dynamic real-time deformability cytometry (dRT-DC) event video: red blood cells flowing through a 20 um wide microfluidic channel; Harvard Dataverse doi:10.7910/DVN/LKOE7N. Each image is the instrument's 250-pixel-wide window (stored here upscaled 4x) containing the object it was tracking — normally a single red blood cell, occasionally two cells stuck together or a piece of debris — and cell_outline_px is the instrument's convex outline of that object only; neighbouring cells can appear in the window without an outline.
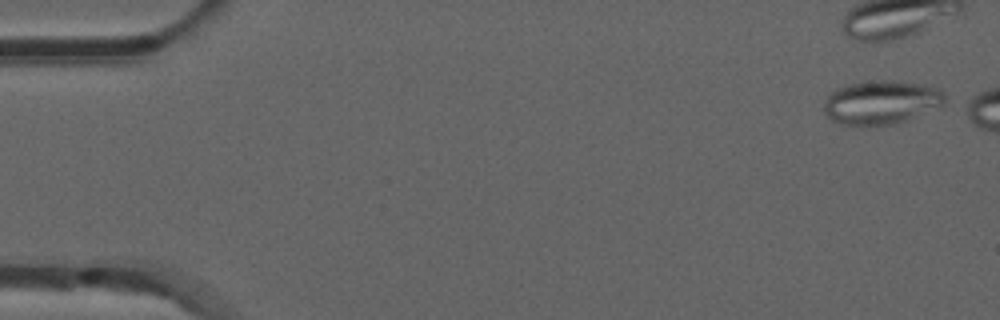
{"species": "common noctule bat (a hibernating species)", "species_latin": "Nyctalus noctula", "temperature_condition": "room temperature", "stored_images_in_passage": 9, "camera_frame_rate_fps": 3000, "um_per_image_px": 0.085, "animal": {"sex": "male", "forearm_length_mm": 52.5}, "frame": {"image": 1, "passage_image": 1, "time_ms": 0.0, "image_size_px": [1000, 320], "cell_outline_px": [[944, 104], [904, 120], [892, 124], [876, 128], [840, 124], [832, 120], [824, 112], [824, 100], [828, 92], [836, 88], [848, 84], [864, 80], [896, 80], [924, 84], [940, 88], [944, 92]], "centroid_in_image_um": [74.84, 8.69], "position_along_channel_um": 10.2, "area_um2": 31.5}}